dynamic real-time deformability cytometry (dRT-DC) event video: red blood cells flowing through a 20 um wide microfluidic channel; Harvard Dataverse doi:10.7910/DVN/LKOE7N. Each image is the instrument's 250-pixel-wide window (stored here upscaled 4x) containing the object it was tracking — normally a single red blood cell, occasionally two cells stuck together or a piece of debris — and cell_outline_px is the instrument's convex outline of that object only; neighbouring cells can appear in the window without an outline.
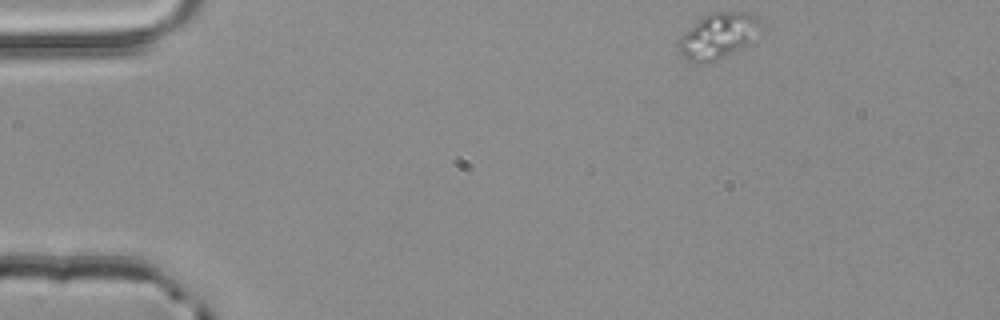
{"species": "common noctule bat (a hibernating species)", "species_latin": "Nyctalus noctula", "temperature_condition": "room temperature", "stored_images_in_passage": 3, "camera_frame_rate_fps": 3000, "um_per_image_px": 0.085, "animal": {"sex": "male", "body_mass_g": 20.4}, "frame": {"image": 1, "passage_image": 1, "time_ms": 0.0, "image_size_px": [1000, 320], "cell_outline_px": [[764, 24], [748, 44], [716, 60], [688, 60], [676, 48], [676, 40], [684, 32], [704, 16], [716, 12], [744, 12], [756, 16]], "centroid_in_image_um": [61.04, 3.01], "position_along_channel_um": 24.0, "area_um2": 21.21}}
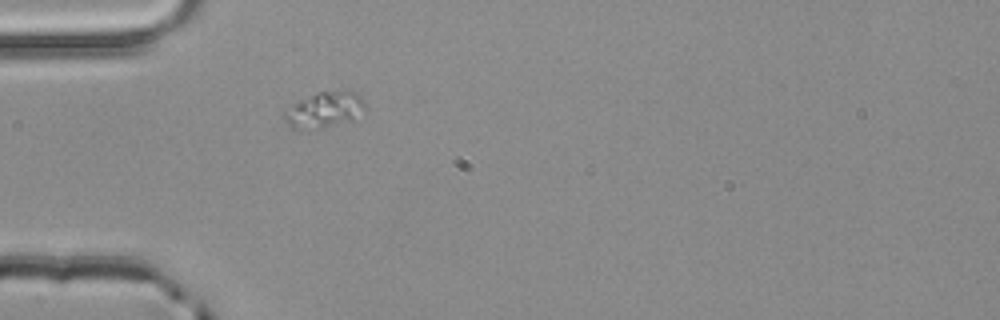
{"frame": {"image": 2, "passage_image": 3, "time_ms": 0.667, "image_size_px": [1000, 320], "cell_outline_px": [[364, 112], [352, 120], [320, 128], [300, 132], [288, 128], [284, 120], [284, 112], [292, 104], [308, 96], [320, 92], [352, 92], [360, 96], [364, 100]], "centroid_in_image_um": [27.5, 9.4], "position_along_channel_um": 57.5, "area_um2": 16.88}}